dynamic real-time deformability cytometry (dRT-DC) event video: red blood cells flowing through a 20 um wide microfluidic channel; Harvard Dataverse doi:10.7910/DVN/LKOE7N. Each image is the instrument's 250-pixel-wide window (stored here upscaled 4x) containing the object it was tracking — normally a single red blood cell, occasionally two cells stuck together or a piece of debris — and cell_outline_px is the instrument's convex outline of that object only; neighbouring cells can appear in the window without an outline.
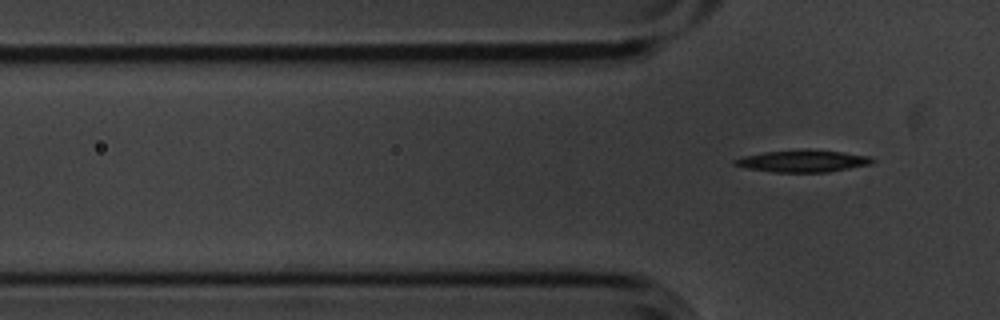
{"species": "common noctule bat (a hibernating species)", "species_latin": "Nyctalus noctula", "temperature_condition": "cold", "stored_images_in_passage": 7, "camera_frame_rate_fps": 3000, "um_per_image_px": 0.085, "animal": {"sex": "male", "body_mass_g": 20.1, "forearm_length_mm": 53.5}, "frame": {"image": 1, "passage_image": 7, "time_ms": 2.0, "image_size_px": [1000, 320], "cell_outline_px": [[876, 160], [872, 164], [828, 172], [772, 172], [744, 168], [732, 164], [732, 160], [744, 156], [764, 152], [808, 148], [840, 152], [868, 156]], "centroid_in_image_um": [68.2, 13.68], "position_along_channel_um": 57.6, "area_um2": 17.86}}